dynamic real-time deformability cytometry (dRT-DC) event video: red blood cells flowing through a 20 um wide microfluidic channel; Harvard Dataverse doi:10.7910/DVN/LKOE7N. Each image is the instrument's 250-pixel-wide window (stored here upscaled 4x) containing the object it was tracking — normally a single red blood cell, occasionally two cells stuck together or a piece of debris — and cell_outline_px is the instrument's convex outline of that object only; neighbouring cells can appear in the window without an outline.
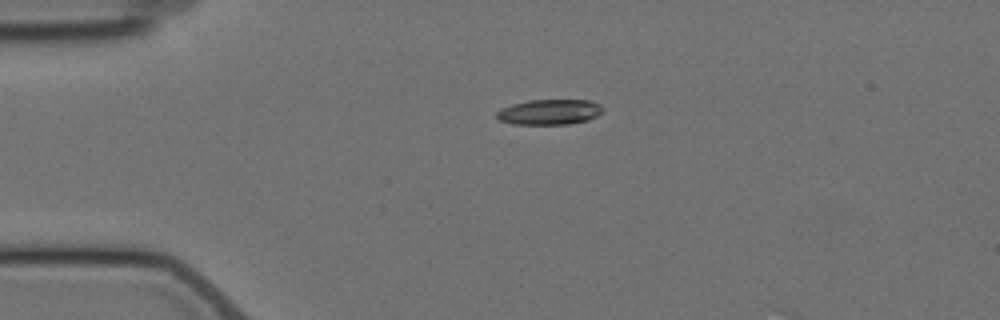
{"species": "Egyptian fruit bat (a non-hibernating species)", "species_latin": "Rousettus aegyptiacus", "temperature_condition": "cold", "stored_images_in_passage": 2, "camera_frame_rate_fps": 3000, "um_per_image_px": 0.085, "animal": {"sex": "female"}, "frame": {"image": 1, "passage_image": 1, "time_ms": 0.0, "image_size_px": [1000, 320], "cell_outline_px": [[604, 112], [588, 120], [568, 124], [512, 124], [500, 120], [496, 116], [496, 112], [500, 108], [512, 104], [528, 100], [588, 100], [600, 104], [604, 108]], "centroid_in_image_um": [46.71, 9.51], "position_along_channel_um": 38.3, "area_um2": 15.78}}